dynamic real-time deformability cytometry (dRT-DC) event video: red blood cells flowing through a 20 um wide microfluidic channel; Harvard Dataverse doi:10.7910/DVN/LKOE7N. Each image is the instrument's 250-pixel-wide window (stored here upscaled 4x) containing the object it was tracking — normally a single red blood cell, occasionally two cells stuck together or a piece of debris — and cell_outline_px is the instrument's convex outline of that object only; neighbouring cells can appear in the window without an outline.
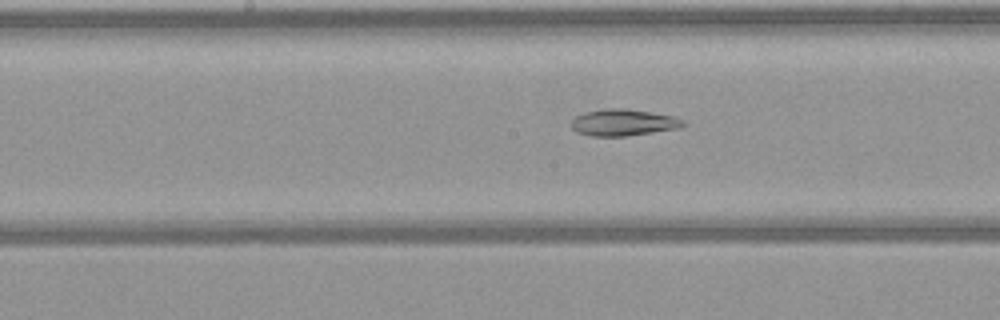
{"species": "common noctule bat (a hibernating species)", "species_latin": "Nyctalus noctula", "temperature_condition": "warm", "stored_images_in_passage": 48, "camera_frame_rate_fps": 3000, "um_per_image_px": 0.085, "animal": {"sex": "female", "body_mass_g": 21.9}, "frame": {"image": 1, "passage_image": 21, "time_ms": 6.667, "image_size_px": [1000, 320], "cell_outline_px": [[688, 124], [680, 128], [628, 136], [592, 136], [576, 132], [568, 124], [576, 116], [584, 112], [604, 108], [624, 108], [672, 116], [684, 120]], "centroid_in_image_um": [52.96, 10.42], "position_along_channel_um": 195.2, "area_um2": 17.51}}
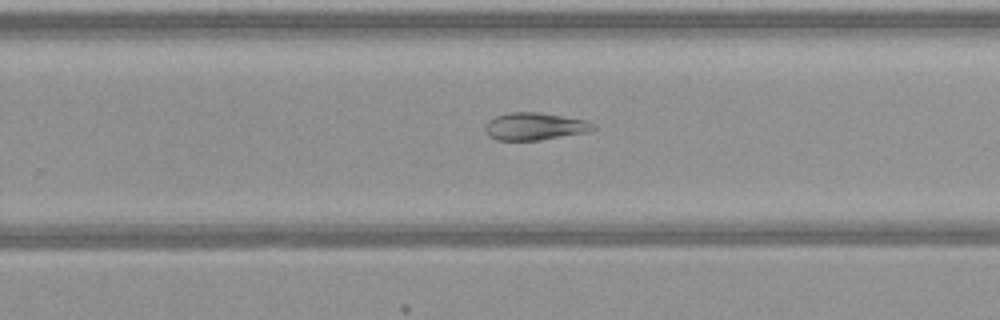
{"frame": {"image": 2, "passage_image": 28, "time_ms": 9.0, "image_size_px": [1000, 320], "cell_outline_px": [[596, 128], [588, 132], [540, 140], [496, 140], [488, 136], [484, 128], [488, 120], [496, 116], [512, 112], [536, 112], [584, 120], [596, 124]], "centroid_in_image_um": [45.43, 10.75], "position_along_channel_um": 284.4, "area_um2": 17.17}}
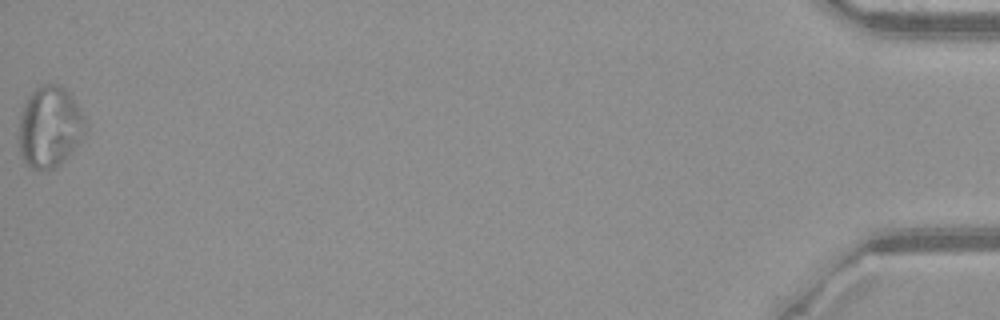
{"frame": {"image": 3, "passage_image": 48, "time_ms": 15.667, "image_size_px": [1000, 320], "cell_outline_px": [[88, 128], [84, 136], [72, 152], [56, 168], [44, 172], [40, 172], [28, 168], [20, 152], [20, 112], [28, 96], [40, 84], [60, 84], [72, 96], [84, 116], [88, 124]], "centroid_in_image_um": [4.25, 10.82], "position_along_channel_um": 431.0, "area_um2": 32.08}}